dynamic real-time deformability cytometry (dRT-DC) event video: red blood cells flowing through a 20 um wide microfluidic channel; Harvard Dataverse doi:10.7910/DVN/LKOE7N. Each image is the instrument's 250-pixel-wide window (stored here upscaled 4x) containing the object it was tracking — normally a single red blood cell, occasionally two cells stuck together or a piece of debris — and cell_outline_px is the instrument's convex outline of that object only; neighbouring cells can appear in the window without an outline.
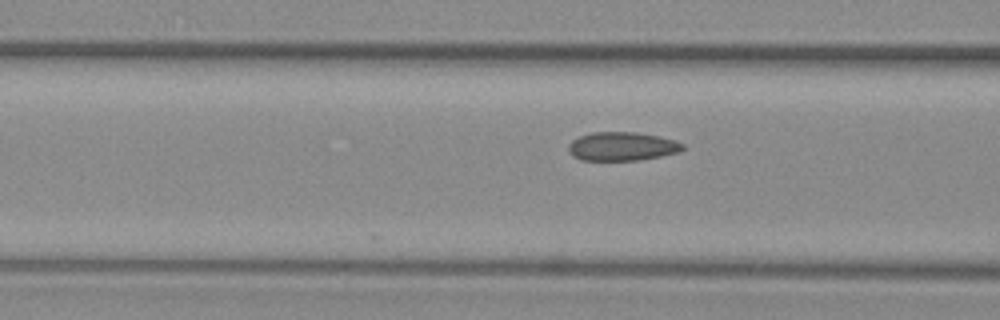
{"species": "common noctule bat (a hibernating species)", "species_latin": "Nyctalus noctula", "temperature_condition": "warm", "stored_images_in_passage": 6, "camera_frame_rate_fps": 3000, "um_per_image_px": 0.085, "animal": {"sex": "female", "body_mass_g": 29.2, "forearm_length_mm": 56.3}, "frame": {"image": 1, "passage_image": 6, "time_ms": 1.667, "image_size_px": [1000, 320], "cell_outline_px": [[684, 148], [680, 152], [640, 160], [580, 160], [572, 156], [568, 152], [568, 144], [572, 140], [580, 136], [592, 132], [636, 132], [676, 140], [684, 144]], "centroid_in_image_um": [52.85, 12.44], "position_along_channel_um": 113.7, "area_um2": 19.19}}